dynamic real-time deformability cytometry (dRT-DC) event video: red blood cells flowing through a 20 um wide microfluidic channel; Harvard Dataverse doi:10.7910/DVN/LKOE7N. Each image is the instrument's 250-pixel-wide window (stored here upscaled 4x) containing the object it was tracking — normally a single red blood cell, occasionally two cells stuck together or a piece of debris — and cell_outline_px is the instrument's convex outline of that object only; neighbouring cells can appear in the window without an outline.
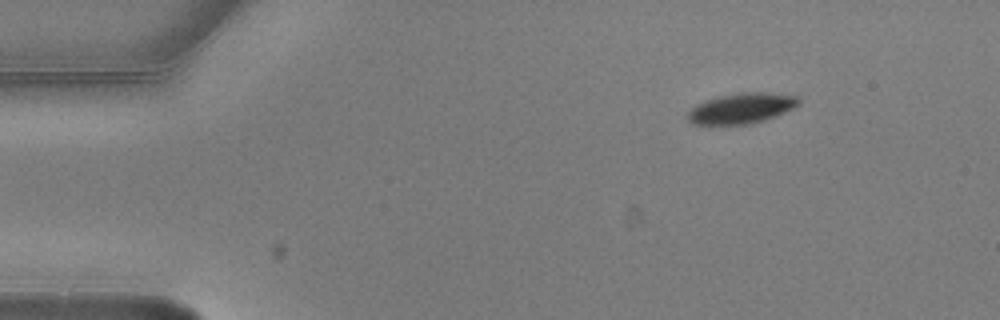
{"species": "common noctule bat (a hibernating species)", "species_latin": "Nyctalus noctula", "temperature_condition": "warm", "stored_images_in_passage": 5, "camera_frame_rate_fps": 3000, "um_per_image_px": 0.085, "animal": {"sex": "male", "body_mass_g": 20.5, "forearm_length_mm": 52.5}, "frame": {"image": 1, "passage_image": 1, "time_ms": 0.0, "image_size_px": [1000, 320], "cell_outline_px": [[800, 104], [776, 116], [764, 120], [748, 124], [692, 124], [688, 120], [688, 112], [696, 104], [704, 100], [736, 92], [768, 92], [800, 96]], "centroid_in_image_um": [63.05, 9.18], "position_along_channel_um": 22.0, "area_um2": 19.77}}
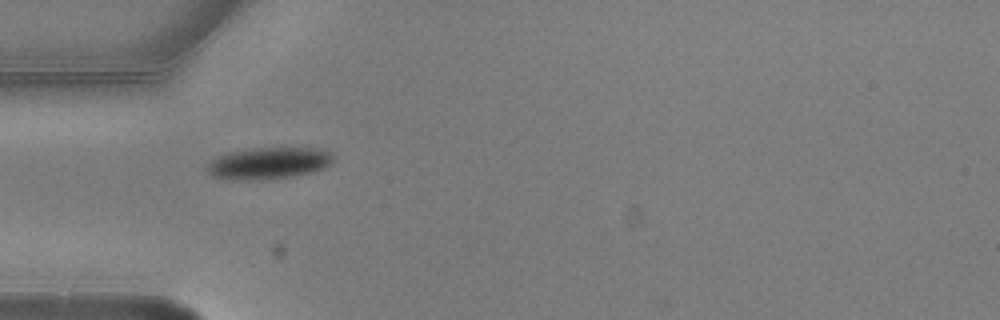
{"frame": {"image": 2, "passage_image": 4, "time_ms": 1.0, "image_size_px": [1000, 320], "cell_outline_px": [[336, 156], [328, 164], [312, 172], [292, 176], [212, 176], [204, 168], [212, 160], [228, 152], [252, 148], [316, 148], [332, 152]], "centroid_in_image_um": [22.92, 13.78], "position_along_channel_um": 62.1, "area_um2": 21.73}}
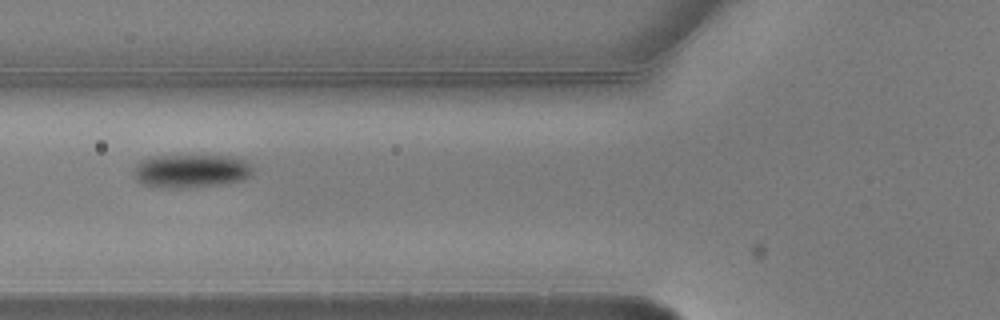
{"frame": {"image": 3, "passage_image": 5, "time_ms": 1.333, "image_size_px": [1000, 320], "cell_outline_px": [[252, 176], [240, 180], [216, 184], [184, 188], [180, 188], [144, 184], [136, 180], [132, 172], [136, 164], [140, 160], [152, 156], [228, 156], [244, 160], [252, 168]], "centroid_in_image_um": [16.19, 14.51], "position_along_channel_um": 109.6, "area_um2": 22.77}}